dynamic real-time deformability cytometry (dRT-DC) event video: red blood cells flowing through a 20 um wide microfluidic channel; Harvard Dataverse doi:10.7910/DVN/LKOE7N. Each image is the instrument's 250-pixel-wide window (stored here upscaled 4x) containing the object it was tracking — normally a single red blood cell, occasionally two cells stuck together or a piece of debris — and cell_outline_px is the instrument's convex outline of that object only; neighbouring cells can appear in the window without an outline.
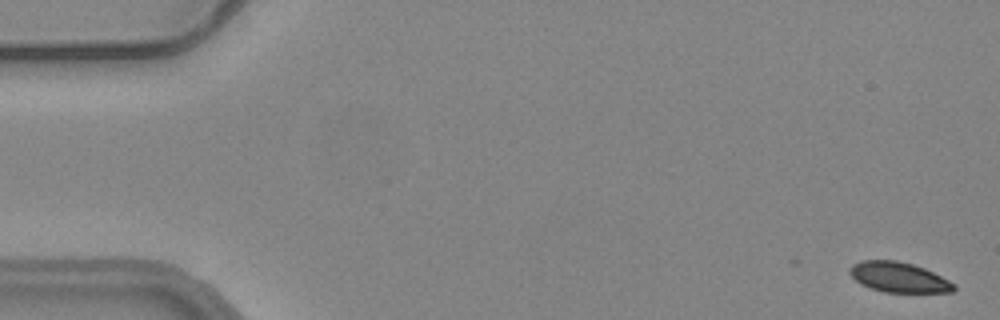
{"species": "common noctule bat (a hibernating species)", "species_latin": "Nyctalus noctula", "temperature_condition": "warm", "stored_images_in_passage": 44, "camera_frame_rate_fps": 3000, "um_per_image_px": 0.085, "animal": {"sex": "female", "body_mass_g": 24.6, "forearm_length_mm": 56.2}, "frame": {"image": 1, "passage_image": 2, "time_ms": 0.333, "image_size_px": [1000, 320], "cell_outline_px": [[956, 288], [952, 292], [884, 292], [860, 284], [848, 272], [848, 268], [852, 264], [860, 260], [896, 260], [912, 264], [924, 268], [956, 284]], "centroid_in_image_um": [76.36, 23.56], "position_along_channel_um": 8.6, "area_um2": 18.26}}
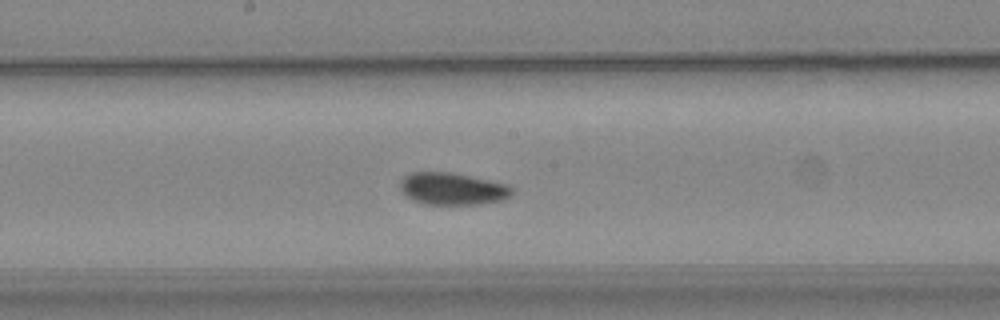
{"frame": {"image": 2, "passage_image": 30, "time_ms": 9.667, "image_size_px": [1000, 320], "cell_outline_px": [[512, 196], [504, 200], [476, 204], [428, 204], [416, 200], [400, 192], [400, 180], [404, 176], [412, 172], [448, 172], [508, 184], [512, 188]], "centroid_in_image_um": [38.47, 16.04], "position_along_channel_um": 209.7, "area_um2": 20.75}}
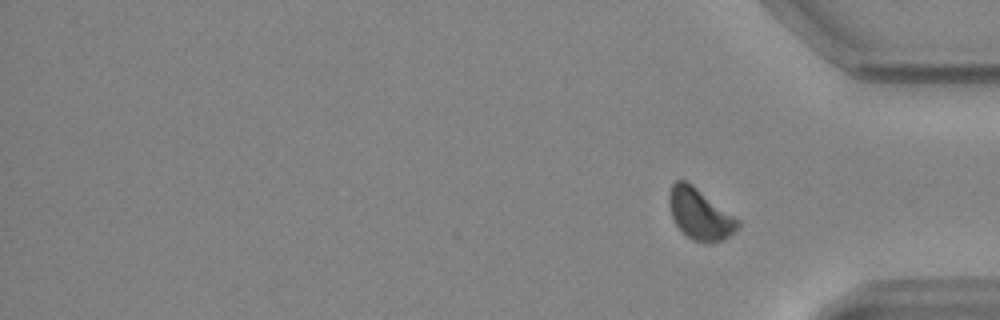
{"frame": {"image": 3, "passage_image": 44, "time_ms": 14.333, "image_size_px": [1000, 320], "cell_outline_px": [[740, 228], [728, 236], [720, 240], [692, 240], [676, 224], [672, 216], [668, 204], [668, 192], [672, 184], [676, 180], [684, 180], [692, 184], [740, 220]], "centroid_in_image_um": [59.47, 18.14], "position_along_channel_um": 375.7, "area_um2": 20.0}, "authors_computed_cell_mechanics": {"area_um2": 20.4034, "velocity_mm_per_s": 3.6786, "shape_relaxation_time_tau1_ms": 4.7664, "shape_relaxation_time_tau2_ms": null, "deformation_change_tau1": 0.0928, "deformation_change_tau2": null}}